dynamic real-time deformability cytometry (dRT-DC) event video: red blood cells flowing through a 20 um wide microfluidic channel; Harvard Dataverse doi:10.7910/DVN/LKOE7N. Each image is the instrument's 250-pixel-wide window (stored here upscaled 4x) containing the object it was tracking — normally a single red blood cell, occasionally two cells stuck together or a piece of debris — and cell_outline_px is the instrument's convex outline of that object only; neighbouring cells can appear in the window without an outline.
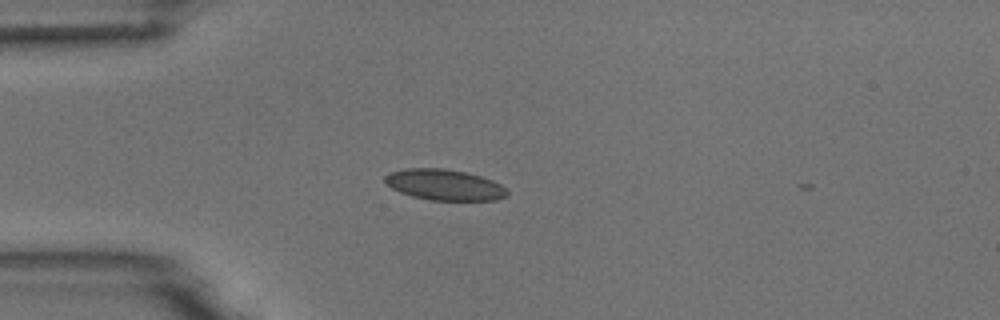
{"species": "common noctule bat (a hibernating species)", "species_latin": "Nyctalus noctula", "temperature_condition": "room temperature", "stored_images_in_passage": 2, "camera_frame_rate_fps": 3000, "um_per_image_px": 0.085, "animal": {"sex": "male", "body_mass_g": 18.8}, "frame": {"image": 1, "passage_image": 1, "time_ms": 0.0, "image_size_px": [1000, 320], "cell_outline_px": [[508, 196], [496, 200], [432, 200], [412, 196], [400, 192], [392, 188], [384, 180], [384, 176], [392, 172], [408, 168], [444, 168], [464, 172], [480, 176], [492, 180], [500, 184], [508, 192]], "centroid_in_image_um": [37.79, 15.71], "position_along_channel_um": 47.2, "area_um2": 21.79}}